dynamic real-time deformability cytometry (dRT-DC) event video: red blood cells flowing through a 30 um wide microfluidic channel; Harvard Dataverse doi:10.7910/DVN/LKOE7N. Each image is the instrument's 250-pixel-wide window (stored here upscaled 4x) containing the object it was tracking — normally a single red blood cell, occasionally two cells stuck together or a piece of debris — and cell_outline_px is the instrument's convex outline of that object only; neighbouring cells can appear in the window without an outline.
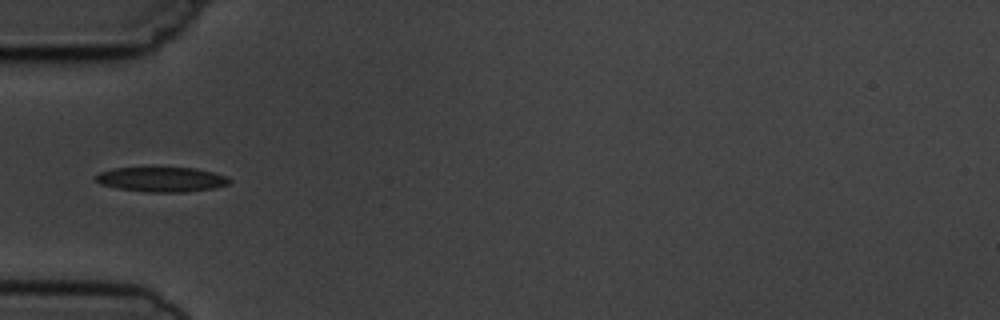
{"species": "common noctule bat (a hibernating species)", "species_latin": "Nyctalus noctula", "temperature_condition": "cold", "stored_images_in_passage": 6, "camera_frame_rate_fps": 3000, "um_per_image_px": 0.085, "animal": {"sex": "male", "body_mass_g": 19.5, "forearm_length_mm": 54.6}, "frame": {"image": 1, "passage_image": 6, "time_ms": 5.667, "image_size_px": [1000, 320], "cell_outline_px": [[232, 180], [228, 184], [212, 188], [188, 192], [148, 192], [116, 188], [100, 184], [92, 176], [100, 172], [112, 168], [152, 164], [196, 168], [228, 176]], "centroid_in_image_um": [13.68, 15.19], "position_along_channel_um": 71.3, "area_um2": 20.58}}